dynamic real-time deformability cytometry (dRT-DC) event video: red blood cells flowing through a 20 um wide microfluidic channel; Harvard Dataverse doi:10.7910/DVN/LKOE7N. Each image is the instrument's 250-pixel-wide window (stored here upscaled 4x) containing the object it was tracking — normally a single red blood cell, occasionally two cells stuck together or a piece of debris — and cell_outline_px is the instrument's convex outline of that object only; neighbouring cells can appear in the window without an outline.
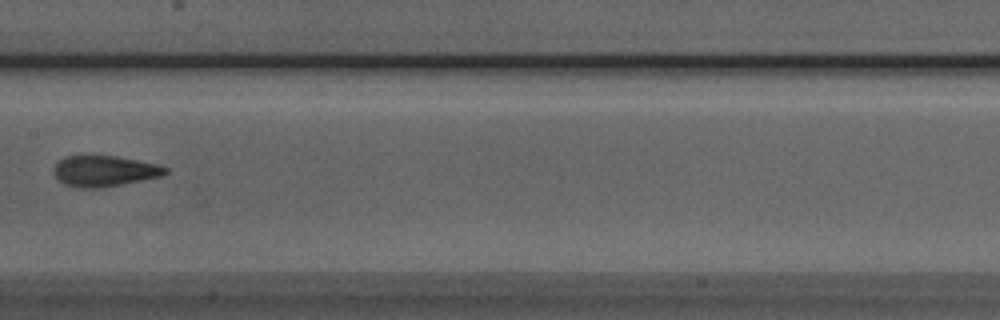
{"species": "Egyptian fruit bat (a non-hibernating species)", "species_latin": "Rousettus aegyptiacus", "temperature_condition": "room temperature", "stored_images_in_passage": 9, "camera_frame_rate_fps": 3000, "um_per_image_px": 0.085, "animal": {"sex": "male"}, "frame": {"image": 1, "passage_image": 9, "time_ms": 10.0, "image_size_px": [1000, 320], "cell_outline_px": [[168, 172], [160, 176], [124, 184], [96, 188], [80, 188], [64, 184], [52, 172], [56, 164], [64, 156], [116, 156], [160, 164], [168, 168]], "centroid_in_image_um": [8.89, 14.53], "position_along_channel_um": 198.5, "area_um2": 20.0}}